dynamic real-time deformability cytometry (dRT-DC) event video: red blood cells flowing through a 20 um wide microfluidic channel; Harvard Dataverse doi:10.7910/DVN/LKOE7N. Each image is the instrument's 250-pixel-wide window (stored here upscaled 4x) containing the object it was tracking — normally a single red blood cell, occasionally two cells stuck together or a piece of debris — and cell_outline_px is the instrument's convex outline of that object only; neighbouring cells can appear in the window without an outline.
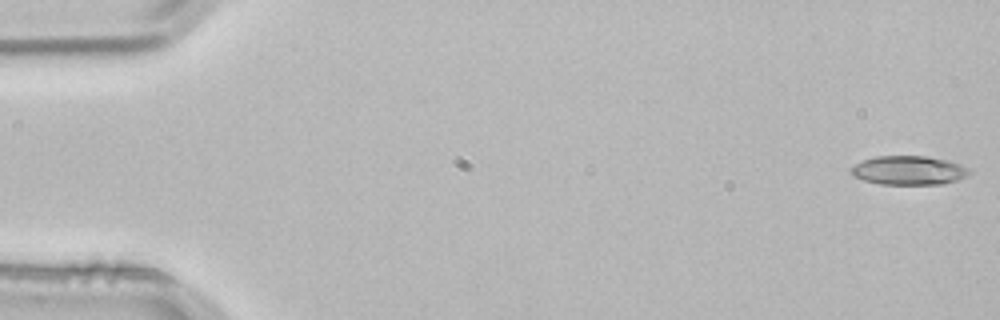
{"species": "common noctule bat (a hibernating species)", "species_latin": "Nyctalus noctula", "temperature_condition": "room temperature", "stored_images_in_passage": 4, "camera_frame_rate_fps": 3000, "um_per_image_px": 0.085, "animal": {"sex": "male", "body_mass_g": 21.5, "forearm_length_mm": 52.0}, "frame": {"image": 1, "passage_image": 1, "time_ms": 0.0, "image_size_px": [1000, 320], "cell_outline_px": [[972, 172], [968, 176], [944, 184], [880, 184], [864, 180], [852, 176], [852, 168], [856, 164], [864, 160], [876, 156], [924, 156], [948, 160], [960, 164], [968, 168]], "centroid_in_image_um": [77.29, 14.48], "position_along_channel_um": 7.7, "area_um2": 19.88}}
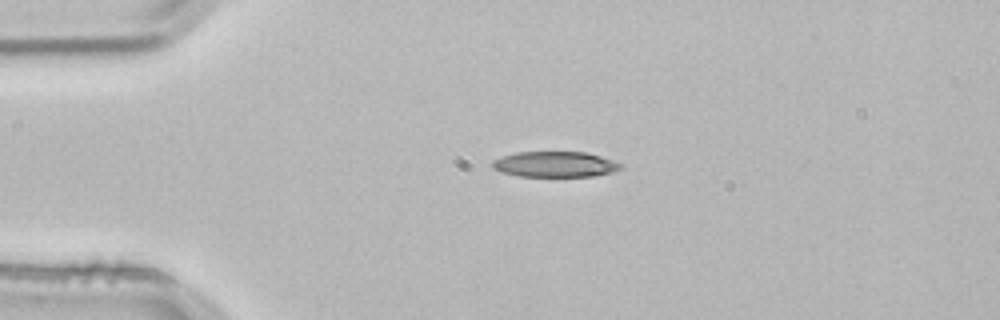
{"frame": {"image": 2, "passage_image": 3, "time_ms": 0.667, "image_size_px": [1000, 320], "cell_outline_px": [[624, 168], [612, 172], [596, 176], [520, 176], [504, 172], [492, 168], [492, 160], [500, 156], [516, 152], [584, 152], [600, 156], [624, 164]], "centroid_in_image_um": [47.2, 13.96], "position_along_channel_um": 37.8, "area_um2": 19.19}}
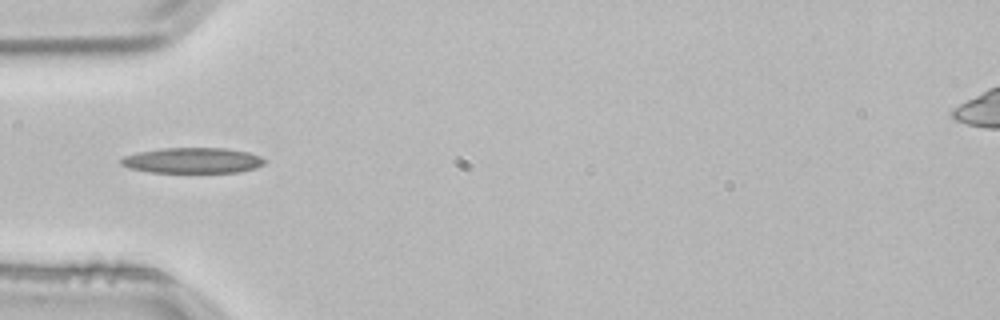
{"frame": {"image": 3, "passage_image": 4, "time_ms": 1.0, "image_size_px": [1000, 320], "cell_outline_px": [[268, 160], [264, 164], [256, 168], [240, 172], [148, 172], [128, 168], [120, 164], [120, 160], [124, 156], [136, 152], [164, 148], [224, 148], [248, 152], [260, 156]], "centroid_in_image_um": [16.37, 13.64], "position_along_channel_um": 68.6, "area_um2": 21.5}}